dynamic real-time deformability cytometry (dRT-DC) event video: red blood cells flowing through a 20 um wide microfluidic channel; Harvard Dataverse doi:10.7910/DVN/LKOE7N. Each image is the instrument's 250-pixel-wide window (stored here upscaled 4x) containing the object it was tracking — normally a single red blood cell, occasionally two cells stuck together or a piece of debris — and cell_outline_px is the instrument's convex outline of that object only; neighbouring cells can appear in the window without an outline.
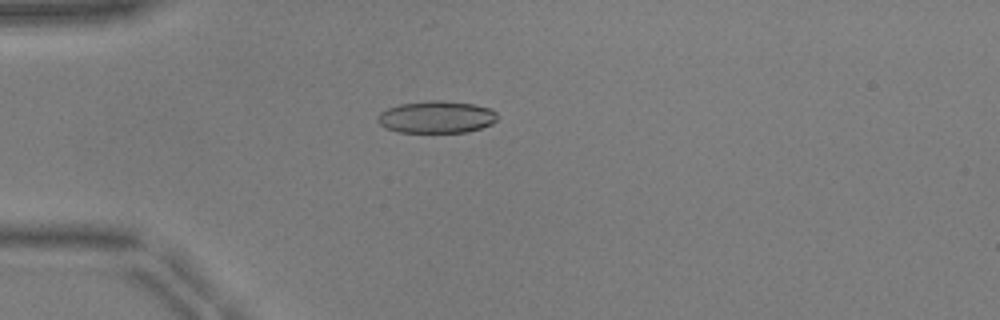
{"species": "common noctule bat (a hibernating species)", "species_latin": "Nyctalus noctula", "temperature_condition": "warm", "stored_images_in_passage": 52, "camera_frame_rate_fps": 3000, "um_per_image_px": 0.085, "animal": {"sex": "male", "body_mass_g": 17.9, "forearm_length_mm": 54.2}, "frame": {"image": 1, "passage_image": 14, "time_ms": 4.333, "image_size_px": [1000, 320], "cell_outline_px": [[496, 120], [492, 124], [468, 132], [396, 132], [384, 128], [376, 120], [380, 112], [388, 108], [400, 104], [428, 100], [440, 100], [472, 104], [492, 108], [496, 112]], "centroid_in_image_um": [37.08, 9.95], "position_along_channel_um": 47.9, "area_um2": 22.54}}
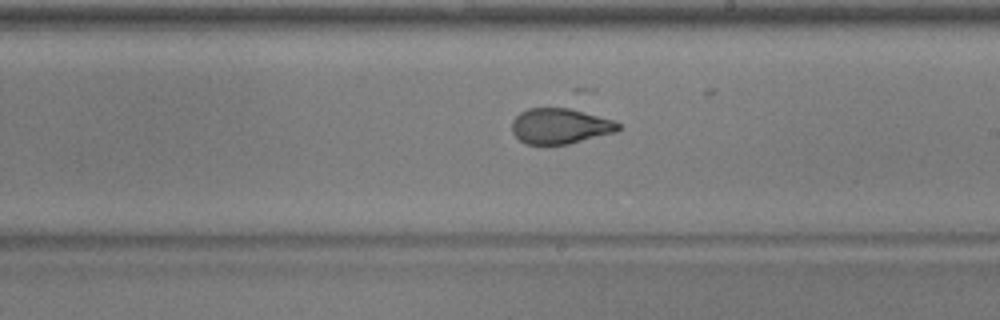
{"frame": {"image": 2, "passage_image": 30, "time_ms": 9.667, "image_size_px": [1000, 320], "cell_outline_px": [[620, 128], [616, 132], [568, 144], [524, 144], [512, 132], [512, 120], [520, 112], [528, 108], [568, 108], [612, 120], [620, 124]], "centroid_in_image_um": [47.57, 10.72], "position_along_channel_um": 241.4, "area_um2": 21.79}}
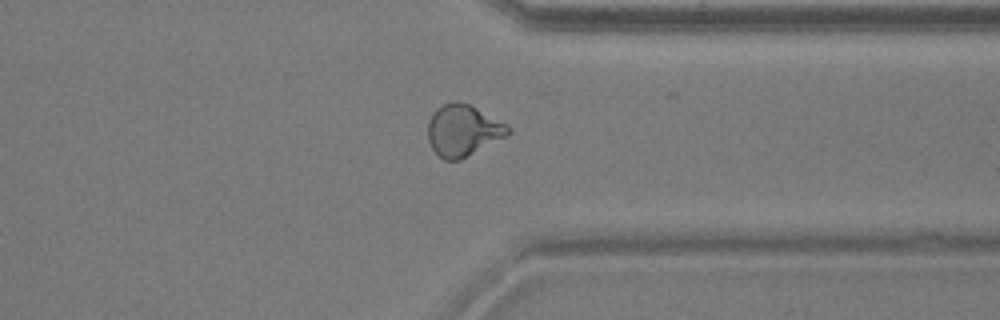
{"frame": {"image": 3, "passage_image": 40, "time_ms": 13.0, "image_size_px": [1000, 320], "cell_outline_px": [[512, 132], [508, 136], [460, 160], [444, 160], [432, 148], [428, 140], [428, 120], [432, 112], [436, 108], [444, 104], [456, 100], [468, 104], [508, 124], [512, 128]], "centroid_in_image_um": [39.38, 11.08], "position_along_channel_um": 372.0, "area_um2": 24.28}, "authors_computed_cell_mechanics": {"area_um2": 23.0044, "velocity_mm_per_s": 3.9523, "shape_relaxation_time_tau1_ms": 4.7519, "shape_relaxation_time_tau2_ms": 0.6708, "deformation_change_tau1": 0.1808, "deformation_change_tau2": 0.0613}}